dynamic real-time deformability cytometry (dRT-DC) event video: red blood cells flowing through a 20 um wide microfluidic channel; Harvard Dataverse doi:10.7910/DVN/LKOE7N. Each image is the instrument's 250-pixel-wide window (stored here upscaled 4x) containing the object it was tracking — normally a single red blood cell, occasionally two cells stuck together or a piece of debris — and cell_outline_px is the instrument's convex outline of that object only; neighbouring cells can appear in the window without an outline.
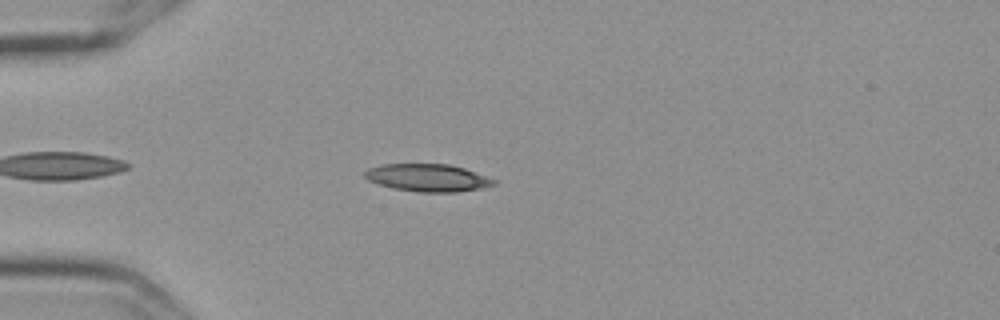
{"species": "Egyptian fruit bat (a non-hibernating species)", "species_latin": "Rousettus aegyptiacus", "temperature_condition": "cold", "stored_images_in_passage": 14, "camera_frame_rate_fps": 3000, "um_per_image_px": 0.085, "frame": {"image": 1, "passage_image": 7, "time_ms": 2.0, "image_size_px": [1000, 320], "cell_outline_px": [[496, 184], [480, 188], [456, 192], [420, 192], [392, 188], [368, 180], [364, 176], [364, 172], [368, 168], [384, 164], [448, 164], [464, 168], [496, 180]], "centroid_in_image_um": [36.34, 15.1], "position_along_channel_um": 48.7, "area_um2": 20.52}}
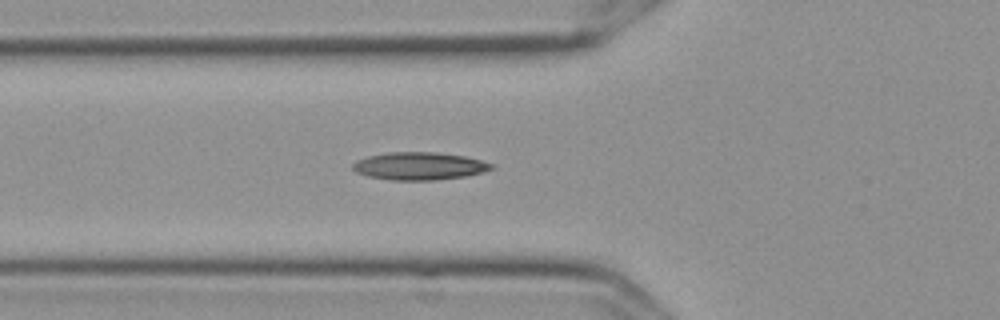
{"frame": {"image": 2, "passage_image": 12, "time_ms": 3.667, "image_size_px": [1000, 320], "cell_outline_px": [[492, 168], [484, 172], [464, 176], [432, 180], [392, 180], [368, 176], [356, 172], [352, 168], [352, 164], [356, 160], [368, 156], [388, 152], [436, 152], [464, 156], [480, 160], [492, 164]], "centroid_in_image_um": [35.6, 14.11], "position_along_channel_um": 90.2, "area_um2": 22.2}}